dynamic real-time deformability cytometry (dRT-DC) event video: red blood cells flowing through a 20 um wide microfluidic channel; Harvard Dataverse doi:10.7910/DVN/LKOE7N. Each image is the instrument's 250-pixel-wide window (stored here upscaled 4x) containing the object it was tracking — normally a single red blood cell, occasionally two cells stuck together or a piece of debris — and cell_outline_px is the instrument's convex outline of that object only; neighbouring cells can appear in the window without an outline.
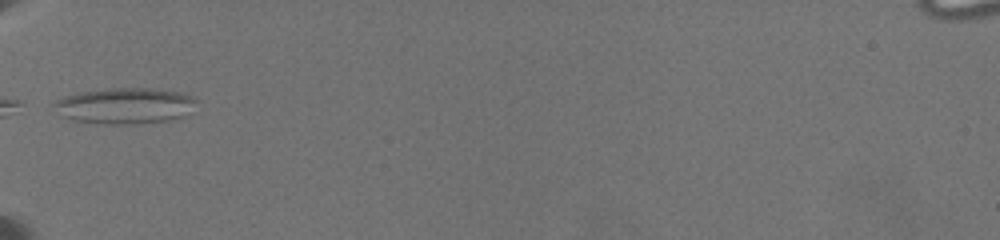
{"species": "common noctule bat (a hibernating species)", "species_latin": "Nyctalus noctula", "temperature_condition": "warm", "stored_images_in_passage": 6, "camera_frame_rate_fps": 3000, "um_per_image_px": 0.085, "animal": {"sex": "female", "body_mass_g": 19.5, "forearm_length_mm": 54.1}, "frame": {"image": 1, "passage_image": 1, "time_ms": 0.0, "image_size_px": [1000, 240], "cell_outline_px": [[196, 100], [184, 116], [172, 120], [136, 124], [104, 124], [72, 120], [56, 116], [52, 104], [56, 100], [68, 96], [84, 92], [112, 88], [148, 88], [176, 92], [188, 96]], "centroid_in_image_um": [10.51, 9.02], "position_along_channel_um": 74.5, "area_um2": 29.59}}